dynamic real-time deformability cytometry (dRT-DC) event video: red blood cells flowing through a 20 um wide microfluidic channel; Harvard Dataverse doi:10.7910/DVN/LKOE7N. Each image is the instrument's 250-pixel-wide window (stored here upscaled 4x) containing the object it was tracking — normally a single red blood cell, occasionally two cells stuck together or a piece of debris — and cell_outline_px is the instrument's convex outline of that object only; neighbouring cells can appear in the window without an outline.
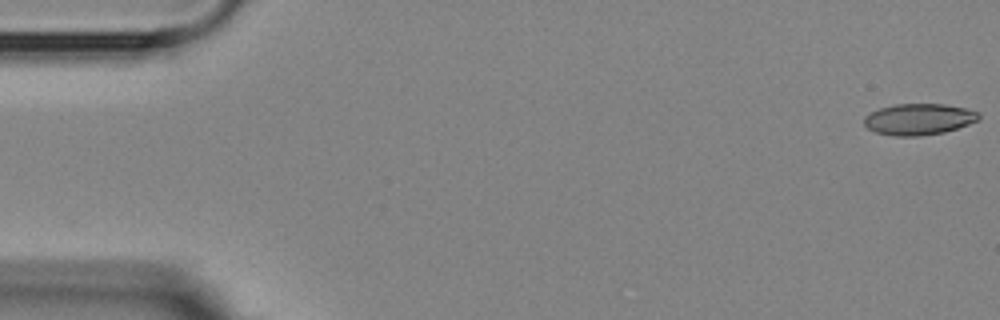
{"species": "Egyptian fruit bat (a non-hibernating species)", "species_latin": "Rousettus aegyptiacus", "temperature_condition": "room temperature", "stored_images_in_passage": 5, "camera_frame_rate_fps": 3000, "um_per_image_px": 0.085, "animal": {"sex": "female"}, "frame": {"image": 1, "passage_image": 1, "time_ms": 0.0, "image_size_px": [1000, 320], "cell_outline_px": [[980, 116], [976, 120], [968, 124], [944, 132], [920, 136], [896, 136], [876, 132], [868, 128], [864, 124], [864, 116], [880, 108], [896, 104], [944, 104], [964, 108], [980, 112]], "centroid_in_image_um": [78.09, 10.13], "position_along_channel_um": 6.9, "area_um2": 20.69}}
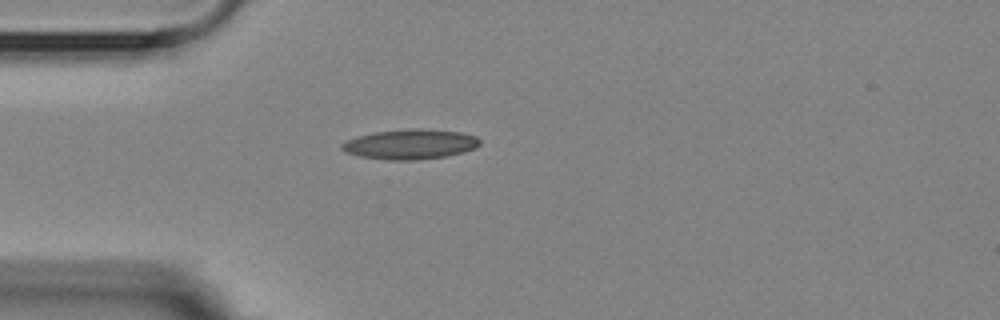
{"frame": {"image": 2, "passage_image": 5, "time_ms": 4.667, "image_size_px": [1000, 320], "cell_outline_px": [[480, 144], [476, 148], [444, 156], [416, 160], [384, 160], [360, 156], [348, 152], [340, 148], [340, 144], [356, 136], [376, 132], [408, 128], [424, 128], [460, 132], [476, 136], [480, 140]], "centroid_in_image_um": [34.86, 12.25], "position_along_channel_um": 50.1, "area_um2": 24.04}}